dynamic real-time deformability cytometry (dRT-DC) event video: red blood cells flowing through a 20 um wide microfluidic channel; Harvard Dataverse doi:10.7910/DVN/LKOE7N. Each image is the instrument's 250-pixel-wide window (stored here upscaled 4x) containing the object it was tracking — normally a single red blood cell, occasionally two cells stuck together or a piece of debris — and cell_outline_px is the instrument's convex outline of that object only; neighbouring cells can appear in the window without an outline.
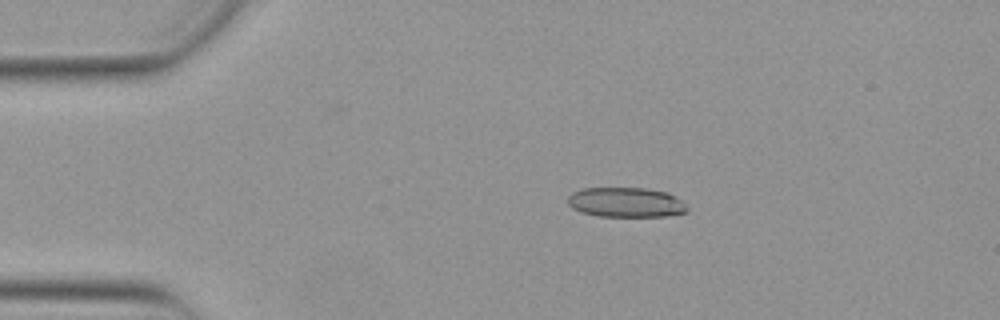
{"species": "Egyptian fruit bat (a non-hibernating species)", "species_latin": "Rousettus aegyptiacus", "temperature_condition": "warm", "stored_images_in_passage": 48, "camera_frame_rate_fps": 3000, "um_per_image_px": 0.085, "animal": {"sex": "female"}, "frame": {"image": 1, "passage_image": 6, "time_ms": 1.667, "image_size_px": [1000, 320], "cell_outline_px": [[688, 212], [668, 216], [596, 216], [580, 212], [572, 208], [568, 204], [568, 196], [572, 192], [584, 188], [648, 188], [668, 192], [680, 200], [688, 208]], "centroid_in_image_um": [53.19, 17.2], "position_along_channel_um": 31.8, "area_um2": 20.87}}
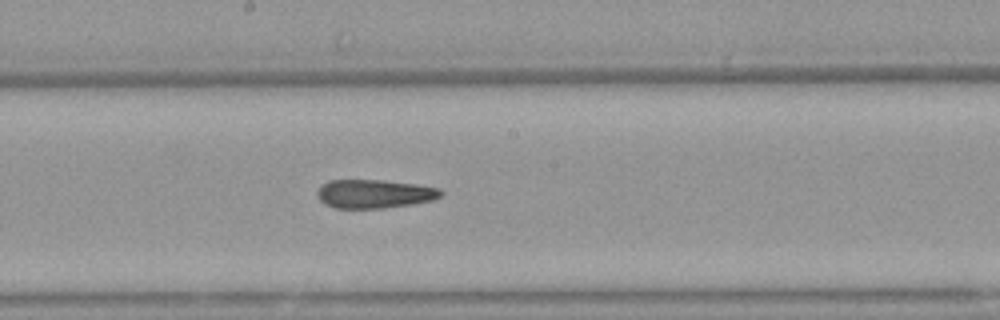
{"frame": {"image": 2, "passage_image": 24, "time_ms": 7.667, "image_size_px": [1000, 320], "cell_outline_px": [[444, 192], [440, 196], [432, 200], [412, 204], [384, 208], [336, 208], [324, 204], [316, 196], [316, 192], [320, 184], [328, 180], [384, 180], [416, 184], [440, 188]], "centroid_in_image_um": [31.78, 16.47], "position_along_channel_um": 216.4, "area_um2": 20.87}}
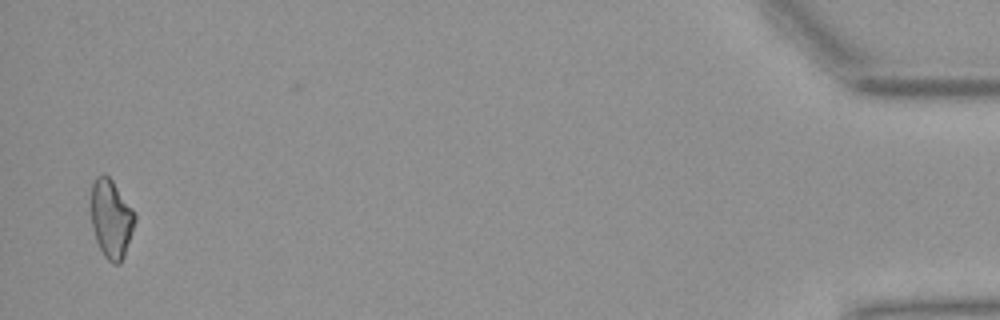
{"frame": {"image": 3, "passage_image": 47, "time_ms": 15.333, "image_size_px": [1000, 320], "cell_outline_px": [[136, 220], [124, 256], [120, 264], [112, 264], [104, 256], [96, 240], [92, 228], [88, 208], [92, 184], [96, 176], [104, 172], [112, 180], [136, 212]], "centroid_in_image_um": [9.41, 18.55], "position_along_channel_um": 425.8, "area_um2": 20.75}, "authors_computed_cell_mechanics": {"area_um2": 21.0681, "velocity_mm_per_s": 3.8968, "shape_relaxation_time_tau1_ms": null, "shape_relaxation_time_tau2_ms": 5.1967, "deformation_change_tau1": null, "deformation_change_tau2": 0.1635}}